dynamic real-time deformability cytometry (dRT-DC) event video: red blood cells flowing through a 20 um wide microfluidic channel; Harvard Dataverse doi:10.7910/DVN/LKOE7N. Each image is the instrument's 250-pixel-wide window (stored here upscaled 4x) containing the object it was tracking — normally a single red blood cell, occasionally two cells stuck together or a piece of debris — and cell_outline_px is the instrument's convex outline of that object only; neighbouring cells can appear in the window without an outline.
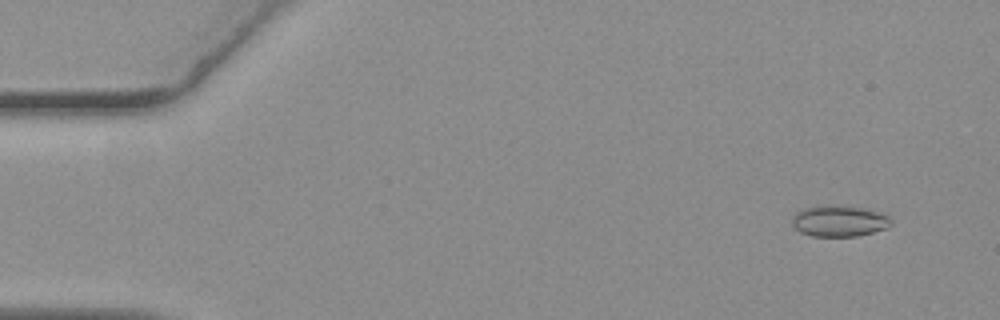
{"species": "common noctule bat (a hibernating species)", "species_latin": "Nyctalus noctula", "temperature_condition": "warm", "stored_images_in_passage": 15, "camera_frame_rate_fps": 3000, "um_per_image_px": 0.085, "animal": {"sex": "female", "body_mass_g": 19.3, "forearm_length_mm": 54.1}, "frame": {"image": 1, "passage_image": 5, "time_ms": 1.333, "image_size_px": [1000, 320], "cell_outline_px": [[892, 224], [888, 228], [856, 236], [812, 236], [800, 232], [792, 224], [792, 216], [796, 212], [804, 208], [828, 204], [868, 208], [888, 216], [892, 220]], "centroid_in_image_um": [71.34, 18.77], "position_along_channel_um": 13.7, "area_um2": 18.15}}